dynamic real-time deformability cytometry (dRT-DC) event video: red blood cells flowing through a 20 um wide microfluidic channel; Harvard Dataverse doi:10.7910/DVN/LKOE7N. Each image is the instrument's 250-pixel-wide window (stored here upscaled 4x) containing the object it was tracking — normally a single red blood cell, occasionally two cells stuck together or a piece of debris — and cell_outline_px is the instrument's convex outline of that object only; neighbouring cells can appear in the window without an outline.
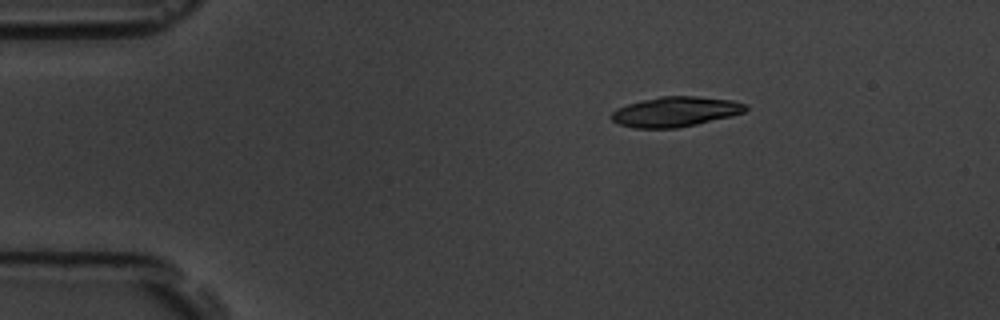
{"species": "common noctule bat (a hibernating species)", "species_latin": "Nyctalus noctula", "temperature_condition": "room temperature", "stored_images_in_passage": 5, "camera_frame_rate_fps": 3000, "um_per_image_px": 0.085, "animal": {"sex": "male", "body_mass_g": 19.5, "forearm_length_mm": 54.6}, "frame": {"image": 1, "passage_image": 3, "time_ms": 2.333, "image_size_px": [1000, 320], "cell_outline_px": [[748, 108], [744, 112], [732, 116], [696, 124], [676, 128], [636, 128], [620, 124], [612, 120], [612, 112], [616, 108], [628, 104], [660, 96], [696, 96], [732, 100], [748, 104]], "centroid_in_image_um": [57.45, 9.49], "position_along_channel_um": 27.6, "area_um2": 23.35}}
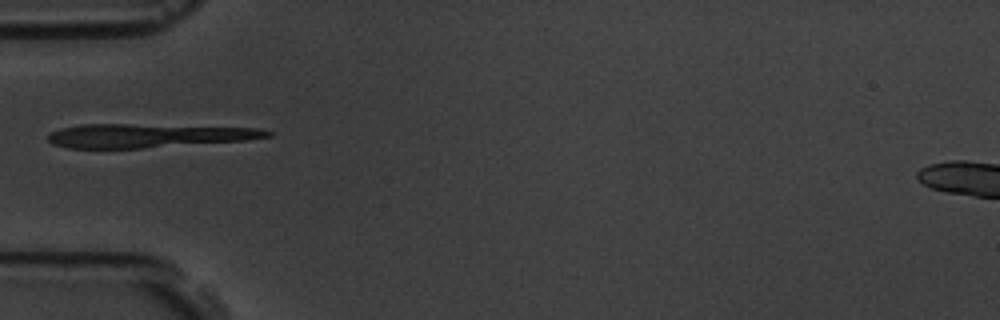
{"frame": {"image": 2, "passage_image": 5, "time_ms": 5.333, "image_size_px": [1000, 320], "cell_outline_px": [[272, 136], [248, 140], [140, 148], [68, 148], [52, 144], [48, 140], [48, 132], [60, 128], [80, 124], [128, 124], [260, 128], [272, 132]], "centroid_in_image_um": [12.55, 11.53], "position_along_channel_um": 72.4, "area_um2": 30.35}}